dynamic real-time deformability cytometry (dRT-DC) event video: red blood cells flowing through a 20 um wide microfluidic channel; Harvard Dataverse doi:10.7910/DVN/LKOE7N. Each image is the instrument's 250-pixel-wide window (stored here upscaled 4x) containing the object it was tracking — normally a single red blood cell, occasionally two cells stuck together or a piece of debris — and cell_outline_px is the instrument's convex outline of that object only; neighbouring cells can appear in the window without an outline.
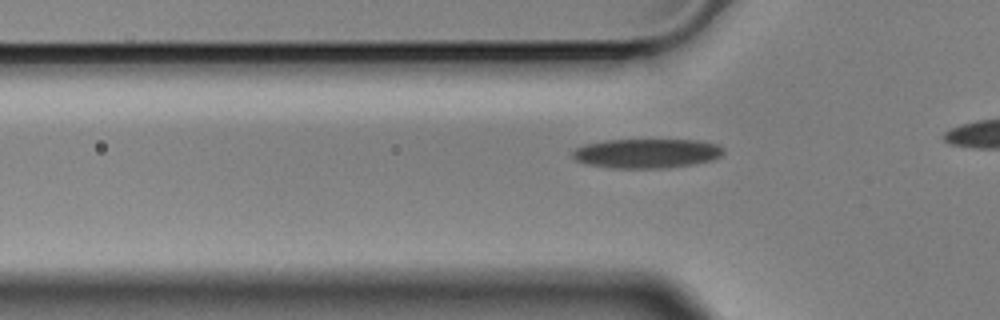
{"species": "Egyptian fruit bat (a non-hibernating species)", "species_latin": "Rousettus aegyptiacus", "temperature_condition": "cold", "stored_images_in_passage": 13, "camera_frame_rate_fps": 3000, "um_per_image_px": 0.085, "animal": {"sex": "male"}, "frame": {"image": 1, "passage_image": 3, "time_ms": 0.667, "image_size_px": [1000, 320], "cell_outline_px": [[724, 152], [720, 156], [712, 160], [692, 164], [668, 168], [608, 168], [584, 164], [576, 160], [572, 156], [572, 152], [576, 148], [584, 144], [608, 140], [700, 140], [716, 144], [724, 148]], "centroid_in_image_um": [54.95, 13.04], "position_along_channel_um": 70.9, "area_um2": 26.01}}
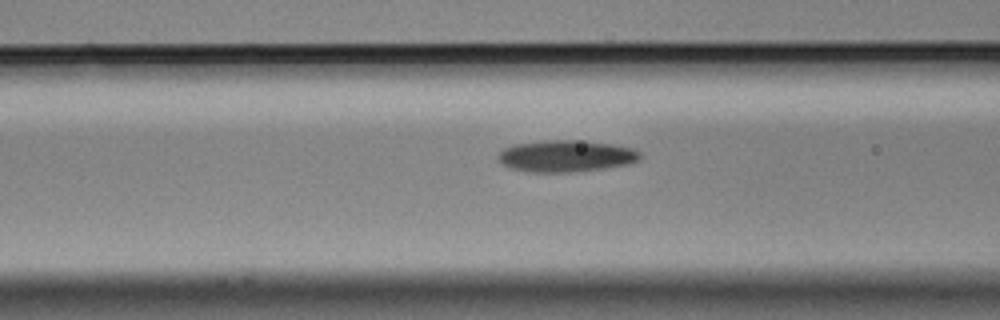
{"frame": {"image": 2, "passage_image": 7, "time_ms": 2.0, "image_size_px": [1000, 320], "cell_outline_px": [[640, 160], [628, 164], [604, 168], [568, 172], [532, 172], [512, 168], [500, 164], [496, 160], [496, 156], [504, 148], [512, 144], [548, 140], [572, 140], [612, 144], [632, 148], [640, 152]], "centroid_in_image_um": [48.06, 13.26], "position_along_channel_um": 118.5, "area_um2": 26.18}}
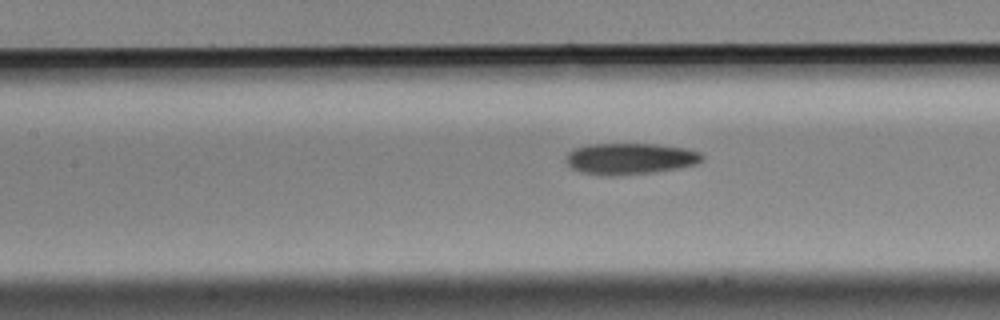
{"frame": {"image": 3, "passage_image": 10, "time_ms": 3.0, "image_size_px": [1000, 320], "cell_outline_px": [[704, 156], [696, 164], [680, 168], [652, 172], [616, 176], [600, 176], [580, 172], [572, 168], [568, 164], [568, 152], [572, 148], [588, 144], [656, 144], [688, 148], [700, 152]], "centroid_in_image_um": [53.55, 13.49], "position_along_channel_um": 153.8, "area_um2": 25.03}}